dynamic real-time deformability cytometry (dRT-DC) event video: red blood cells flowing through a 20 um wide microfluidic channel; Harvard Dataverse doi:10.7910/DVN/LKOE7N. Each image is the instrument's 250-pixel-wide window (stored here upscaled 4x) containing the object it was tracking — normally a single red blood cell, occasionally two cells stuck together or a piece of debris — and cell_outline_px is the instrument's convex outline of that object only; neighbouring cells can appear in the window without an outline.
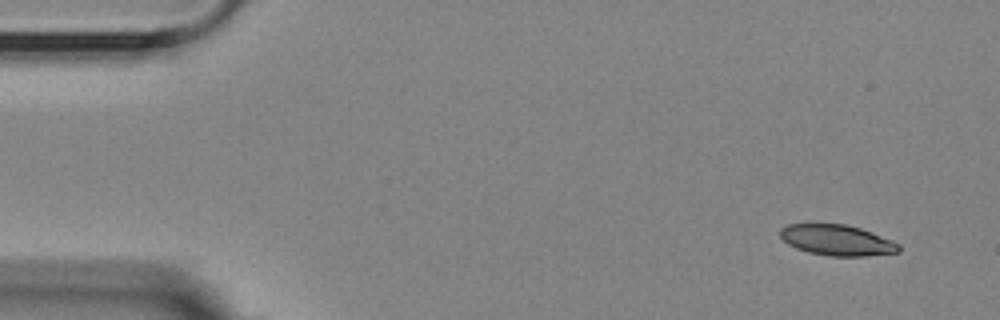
{"species": "Egyptian fruit bat (a non-hibernating species)", "species_latin": "Rousettus aegyptiacus", "temperature_condition": "room temperature", "stored_images_in_passage": 4, "camera_frame_rate_fps": 3000, "um_per_image_px": 0.085, "animal": {"sex": "female"}, "frame": {"image": 1, "passage_image": 1, "time_ms": 0.0, "image_size_px": [1000, 320], "cell_outline_px": [[900, 252], [864, 256], [828, 256], [808, 252], [796, 248], [788, 244], [780, 236], [780, 228], [788, 224], [844, 224], [860, 228], [872, 232], [892, 240], [900, 244]], "centroid_in_image_um": [71.15, 20.42], "position_along_channel_um": 13.8, "area_um2": 21.27}}